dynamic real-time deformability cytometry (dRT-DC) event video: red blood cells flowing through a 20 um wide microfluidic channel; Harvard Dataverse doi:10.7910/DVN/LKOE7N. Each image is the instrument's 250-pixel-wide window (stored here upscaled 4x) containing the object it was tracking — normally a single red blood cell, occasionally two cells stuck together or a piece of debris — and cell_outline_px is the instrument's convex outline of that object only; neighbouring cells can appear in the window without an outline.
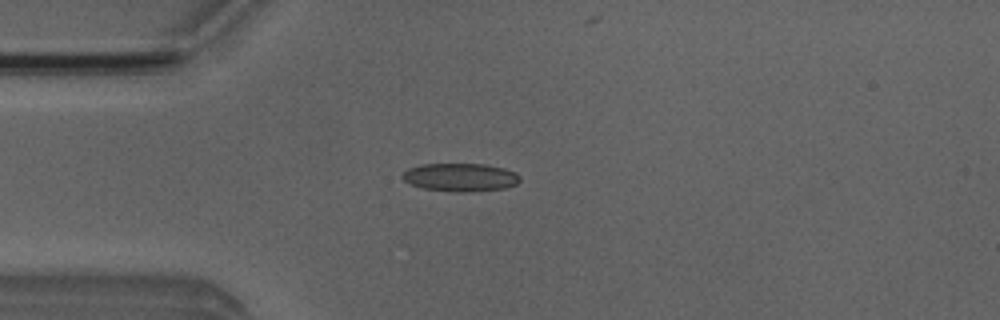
{"species": "Egyptian fruit bat (a non-hibernating species)", "species_latin": "Rousettus aegyptiacus", "temperature_condition": "room temperature", "stored_images_in_passage": 4, "camera_frame_rate_fps": 3000, "um_per_image_px": 0.085, "animal": {"sex": "male"}, "frame": {"image": 1, "passage_image": 4, "time_ms": 3.333, "image_size_px": [1000, 320], "cell_outline_px": [[520, 180], [516, 184], [504, 188], [468, 192], [452, 192], [424, 188], [412, 184], [404, 180], [400, 176], [408, 168], [420, 164], [484, 164], [504, 168], [516, 172], [520, 176]], "centroid_in_image_um": [39.13, 15.06], "position_along_channel_um": 45.9, "area_um2": 19.31}}